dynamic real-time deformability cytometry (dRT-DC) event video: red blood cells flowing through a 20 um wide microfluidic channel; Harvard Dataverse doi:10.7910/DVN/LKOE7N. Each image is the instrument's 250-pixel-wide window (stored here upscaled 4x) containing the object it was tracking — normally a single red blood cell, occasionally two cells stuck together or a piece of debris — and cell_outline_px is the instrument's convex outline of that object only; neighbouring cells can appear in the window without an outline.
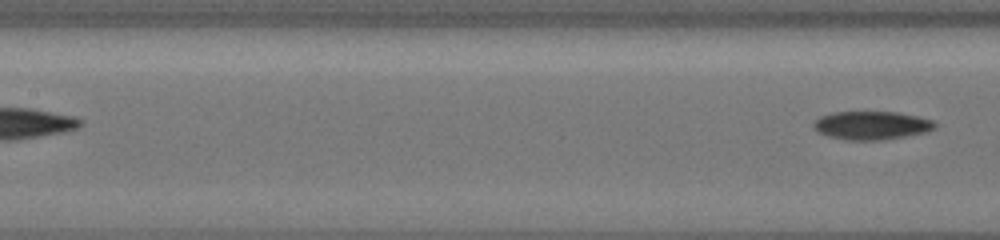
{"species": "common noctule bat (a hibernating species)", "species_latin": "Nyctalus noctula", "temperature_condition": "cold", "stored_images_in_passage": 5, "segment_of_instrument_passage": [2, 2], "camera_frame_rate_fps": 3000, "um_per_image_px": 0.085, "animal": {"sex": "female", "body_mass_g": 19.5, "forearm_length_mm": 54.1}, "frame": {"image": 1, "passage_image": 5, "time_ms": 3.667, "image_size_px": [1000, 240], "cell_outline_px": [[936, 128], [928, 132], [904, 136], [876, 140], [844, 140], [828, 136], [820, 132], [812, 124], [820, 116], [832, 112], [896, 112], [916, 116], [932, 120], [936, 124]], "centroid_in_image_um": [74.09, 10.65], "position_along_channel_um": 133.3, "area_um2": 19.88}}